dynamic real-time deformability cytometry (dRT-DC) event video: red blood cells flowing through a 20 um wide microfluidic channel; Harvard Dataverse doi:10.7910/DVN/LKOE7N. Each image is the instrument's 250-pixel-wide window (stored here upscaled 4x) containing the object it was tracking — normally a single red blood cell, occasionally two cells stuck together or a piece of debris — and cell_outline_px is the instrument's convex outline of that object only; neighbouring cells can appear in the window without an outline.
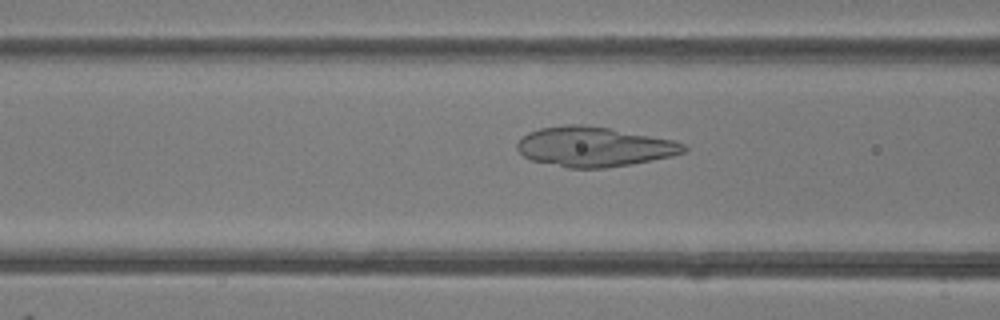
{"species": "common noctule bat (a hibernating species)", "species_latin": "Nyctalus noctula", "temperature_condition": "room temperature", "stored_images_in_passage": 37, "camera_frame_rate_fps": 3000, "um_per_image_px": 0.085, "animal": {"sex": "female"}, "frame": {"image": 1, "passage_image": 7, "time_ms": 2.0, "image_size_px": [1000, 320], "cell_outline_px": [[688, 148], [684, 152], [672, 156], [652, 160], [608, 168], [568, 168], [532, 160], [524, 156], [516, 148], [516, 144], [528, 132], [540, 128], [564, 124], [584, 124], [608, 128], [672, 140], [684, 144]], "centroid_in_image_um": [50.48, 12.47], "position_along_channel_um": 116.1, "area_um2": 38.44}}
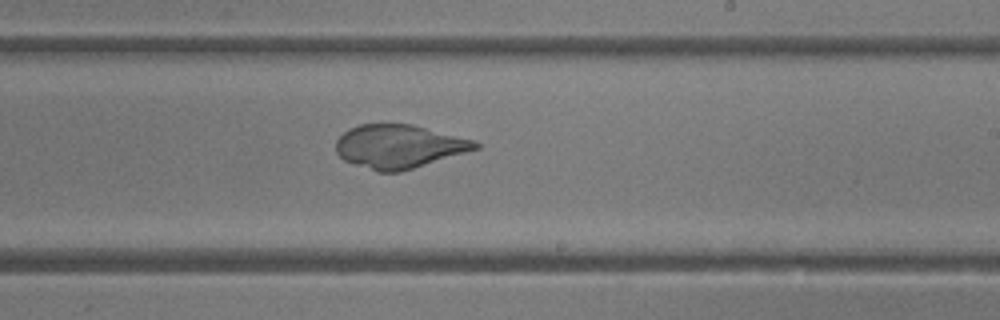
{"frame": {"image": 2, "passage_image": 17, "time_ms": 5.333, "image_size_px": [1000, 320], "cell_outline_px": [[480, 148], [400, 172], [376, 172], [344, 160], [336, 152], [336, 140], [348, 128], [360, 124], [412, 124], [476, 140], [480, 144]], "centroid_in_image_um": [33.92, 12.44], "position_along_channel_um": 255.1, "area_um2": 35.43}}
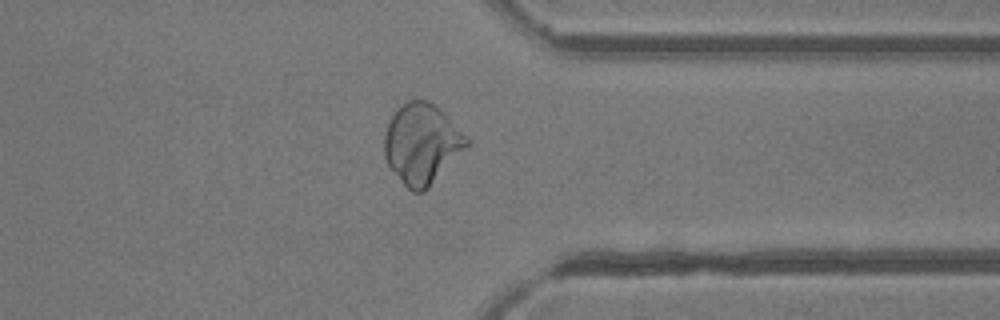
{"frame": {"image": 3, "passage_image": 26, "time_ms": 8.333, "image_size_px": [1000, 320], "cell_outline_px": [[472, 140], [428, 188], [424, 192], [412, 192], [404, 184], [388, 164], [384, 156], [384, 136], [388, 124], [392, 116], [408, 100], [428, 100], [436, 104]], "centroid_in_image_um": [35.87, 12.2], "position_along_channel_um": 375.5, "area_um2": 38.09}}